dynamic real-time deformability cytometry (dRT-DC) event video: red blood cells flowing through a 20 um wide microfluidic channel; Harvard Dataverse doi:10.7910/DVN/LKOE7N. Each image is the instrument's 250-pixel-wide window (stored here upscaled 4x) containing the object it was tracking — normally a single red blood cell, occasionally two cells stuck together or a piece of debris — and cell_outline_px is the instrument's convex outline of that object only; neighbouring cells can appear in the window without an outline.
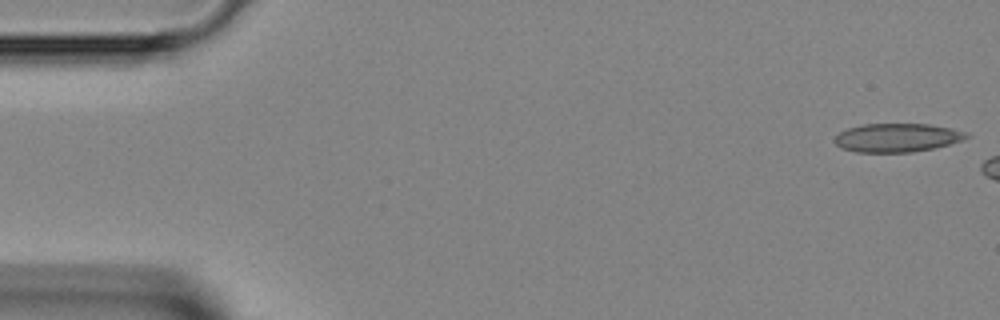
{"species": "Egyptian fruit bat (a non-hibernating species)", "species_latin": "Rousettus aegyptiacus", "temperature_condition": "room temperature", "stored_images_in_passage": 9, "camera_frame_rate_fps": 3000, "um_per_image_px": 0.085, "animal": {"sex": "female"}, "frame": {"image": 1, "passage_image": 1, "time_ms": 0.0, "image_size_px": [1000, 320], "cell_outline_px": [[972, 136], [964, 140], [932, 148], [912, 152], [856, 152], [840, 148], [832, 140], [840, 132], [848, 128], [864, 124], [928, 124], [952, 128], [968, 132]], "centroid_in_image_um": [76.27, 11.7], "position_along_channel_um": 8.7, "area_um2": 22.08}}